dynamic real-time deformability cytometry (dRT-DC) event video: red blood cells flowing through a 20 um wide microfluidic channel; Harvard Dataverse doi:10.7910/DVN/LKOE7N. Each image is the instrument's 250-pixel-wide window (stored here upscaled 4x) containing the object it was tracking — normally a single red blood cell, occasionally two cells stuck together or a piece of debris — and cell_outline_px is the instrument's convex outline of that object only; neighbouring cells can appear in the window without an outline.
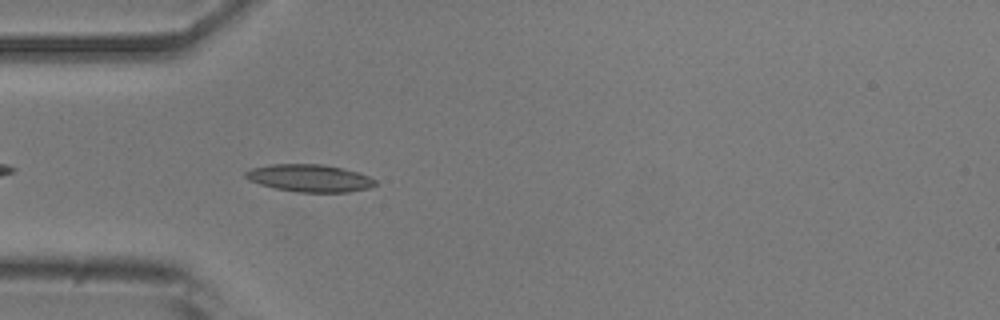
{"species": "common noctule bat (a hibernating species)", "species_latin": "Nyctalus noctula", "temperature_condition": "room temperature", "stored_images_in_passage": 40, "camera_frame_rate_fps": 3000, "um_per_image_px": 0.085, "animal": {"sex": "male", "body_mass_g": 20.5, "forearm_length_mm": 52.5}, "frame": {"image": 1, "passage_image": 3, "time_ms": 0.667, "image_size_px": [1000, 320], "cell_outline_px": [[376, 184], [368, 188], [348, 192], [296, 192], [276, 188], [260, 184], [248, 180], [244, 176], [244, 172], [252, 168], [268, 164], [324, 164], [360, 172], [376, 180]], "centroid_in_image_um": [26.3, 15.13], "position_along_channel_um": 58.7, "area_um2": 20.81}}
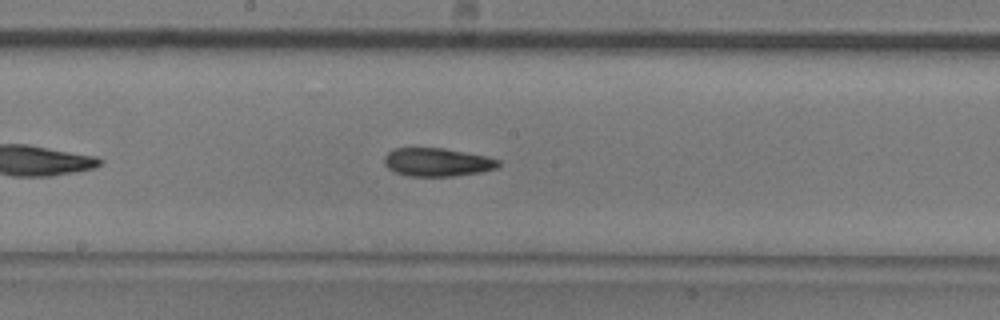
{"frame": {"image": 2, "passage_image": 15, "time_ms": 4.667, "image_size_px": [1000, 320], "cell_outline_px": [[500, 164], [496, 168], [480, 172], [452, 176], [408, 176], [392, 172], [384, 164], [384, 156], [392, 148], [444, 148], [484, 156], [500, 160]], "centroid_in_image_um": [37.1, 13.79], "position_along_channel_um": 211.1, "area_um2": 18.84}}
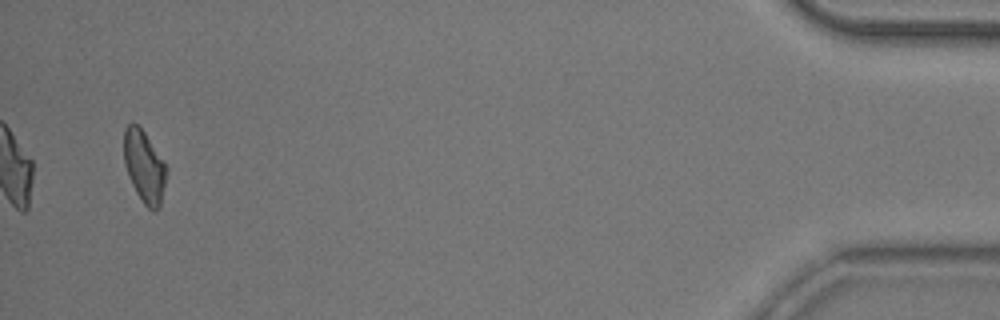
{"frame": {"image": 3, "passage_image": 38, "time_ms": 12.333, "image_size_px": [1000, 320], "cell_outline_px": [[168, 168], [160, 208], [156, 212], [152, 212], [144, 204], [136, 192], [128, 176], [124, 164], [124, 128], [128, 124], [136, 124], [144, 132]], "centroid_in_image_um": [12.27, 14.21], "position_along_channel_um": 422.9, "area_um2": 17.86}, "authors_computed_cell_mechanics": {"area_um2": 18.6694, "velocity_mm_per_s": 3.8557, "shape_relaxation_time_tau1_ms": 4.6723, "shape_relaxation_time_tau2_ms": 4.446, "deformation_change_tau1": 0.1401, "deformation_change_tau2": 0.1229}}